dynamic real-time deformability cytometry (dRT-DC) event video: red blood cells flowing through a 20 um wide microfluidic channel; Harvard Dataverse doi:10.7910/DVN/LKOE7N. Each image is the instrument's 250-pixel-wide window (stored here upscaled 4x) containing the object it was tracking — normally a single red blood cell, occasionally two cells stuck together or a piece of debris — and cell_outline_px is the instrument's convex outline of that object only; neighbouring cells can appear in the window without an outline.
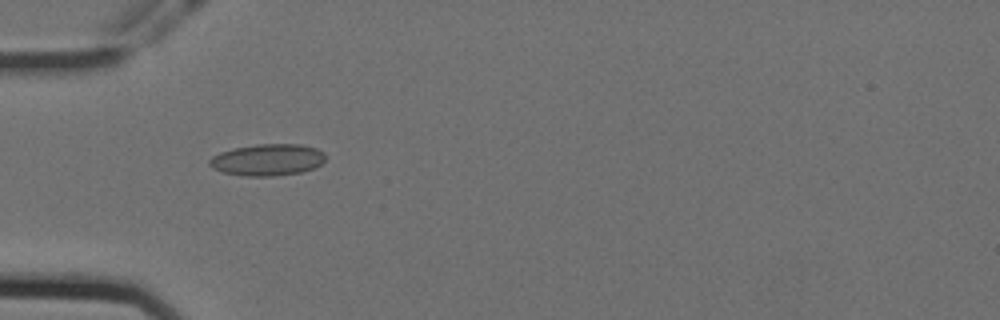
{"species": "Egyptian fruit bat (a non-hibernating species)", "species_latin": "Rousettus aegyptiacus", "temperature_condition": "cold", "stored_images_in_passage": 40, "camera_frame_rate_fps": 3000, "um_per_image_px": 0.085, "animal": {"sex": "female"}, "frame": {"image": 1, "passage_image": 1, "time_ms": 0.0, "image_size_px": [1000, 320], "cell_outline_px": [[324, 160], [320, 164], [312, 168], [300, 172], [272, 176], [248, 176], [224, 172], [212, 168], [208, 164], [208, 160], [212, 156], [220, 152], [236, 148], [256, 144], [300, 144], [316, 148], [324, 152]], "centroid_in_image_um": [22.72, 13.57], "position_along_channel_um": 62.3, "area_um2": 21.21}}
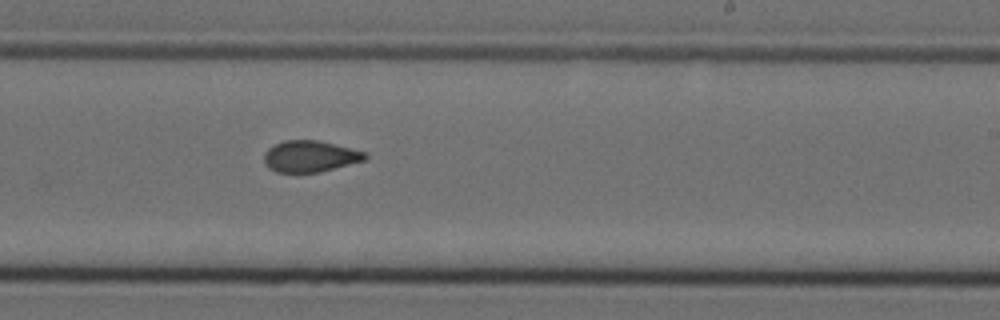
{"frame": {"image": 2, "passage_image": 18, "time_ms": 5.667, "image_size_px": [1000, 320], "cell_outline_px": [[368, 156], [364, 160], [320, 172], [276, 172], [268, 168], [264, 164], [264, 152], [268, 148], [284, 140], [316, 140], [364, 152]], "centroid_in_image_um": [26.29, 13.29], "position_along_channel_um": 262.7, "area_um2": 18.21}}
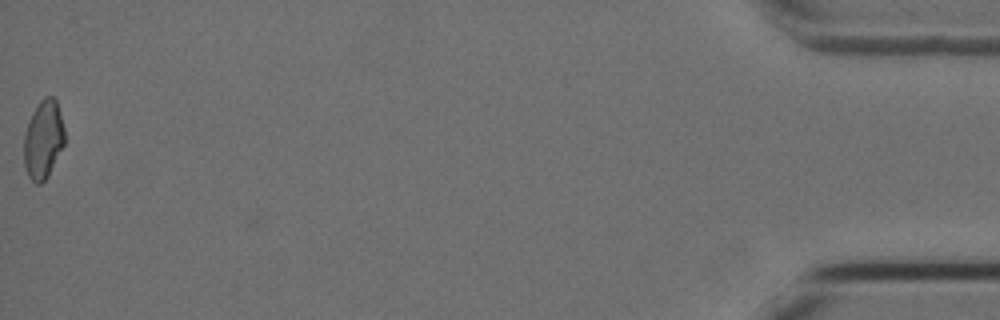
{"frame": {"image": 3, "passage_image": 40, "time_ms": 13.0, "image_size_px": [1000, 320], "cell_outline_px": [[64, 144], [48, 176], [40, 184], [36, 184], [28, 176], [24, 164], [24, 132], [32, 112], [40, 100], [44, 96], [52, 96], [56, 100], [60, 112], [64, 128]], "centroid_in_image_um": [3.67, 11.85], "position_along_channel_um": 431.5, "area_um2": 18.61}, "authors_computed_cell_mechanics": {"area_um2": 18.9006, "velocity_mm_per_s": 3.5757, "shape_relaxation_time_tau1_ms": null, "shape_relaxation_time_tau2_ms": 2.3627, "deformation_change_tau1": null, "deformation_change_tau2": 0.0683}}